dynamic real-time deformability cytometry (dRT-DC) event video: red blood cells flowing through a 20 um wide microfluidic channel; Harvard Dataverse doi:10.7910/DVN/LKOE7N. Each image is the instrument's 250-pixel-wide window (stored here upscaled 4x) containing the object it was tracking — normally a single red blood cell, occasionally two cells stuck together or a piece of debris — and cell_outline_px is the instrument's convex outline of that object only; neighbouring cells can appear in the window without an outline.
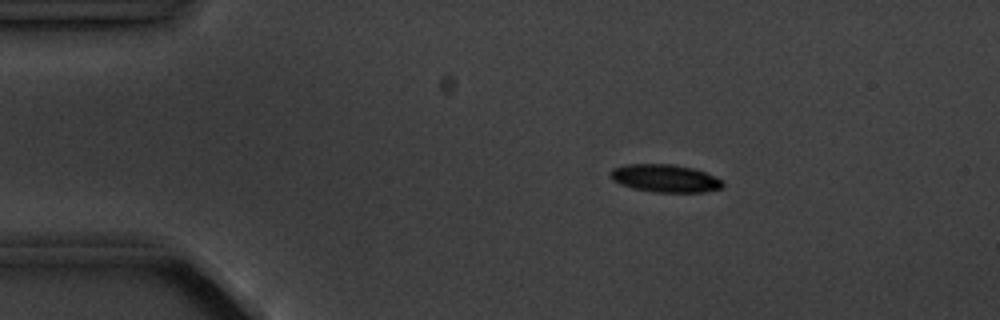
{"species": "common noctule bat (a hibernating species)", "species_latin": "Nyctalus noctula", "temperature_condition": "cold", "stored_images_in_passage": 9, "camera_frame_rate_fps": 3000, "um_per_image_px": 0.085, "animal": {"sex": "male", "body_mass_g": 20.1, "forearm_length_mm": 53.5}, "frame": {"image": 1, "passage_image": 2, "time_ms": 1.0, "image_size_px": [1000, 320], "cell_outline_px": [[724, 184], [720, 188], [704, 192], [652, 192], [632, 188], [620, 184], [612, 180], [608, 176], [608, 172], [612, 168], [624, 164], [672, 164], [692, 168], [716, 176]], "centroid_in_image_um": [56.46, 15.15], "position_along_channel_um": 28.5, "area_um2": 18.32}}